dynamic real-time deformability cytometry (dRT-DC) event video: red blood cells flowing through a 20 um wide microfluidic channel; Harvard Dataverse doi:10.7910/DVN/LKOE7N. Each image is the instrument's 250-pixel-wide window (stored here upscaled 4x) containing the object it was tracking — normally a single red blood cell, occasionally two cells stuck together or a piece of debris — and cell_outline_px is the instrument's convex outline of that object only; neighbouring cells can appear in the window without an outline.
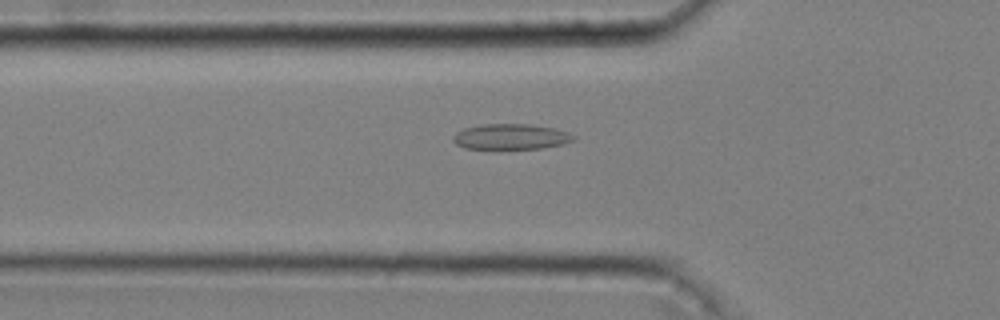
{"species": "common noctule bat (a hibernating species)", "species_latin": "Nyctalus noctula", "temperature_condition": "cold", "stored_images_in_passage": 49, "camera_frame_rate_fps": 3000, "um_per_image_px": 0.085, "animal": {"sex": "male", "body_mass_g": 20.4}, "frame": {"image": 1, "passage_image": 18, "time_ms": 5.667, "image_size_px": [1000, 320], "cell_outline_px": [[576, 136], [572, 140], [564, 144], [544, 148], [464, 148], [456, 144], [452, 140], [452, 136], [456, 132], [464, 128], [484, 124], [532, 124], [556, 128], [568, 132]], "centroid_in_image_um": [43.43, 11.61], "position_along_channel_um": 82.4, "area_um2": 17.92}}
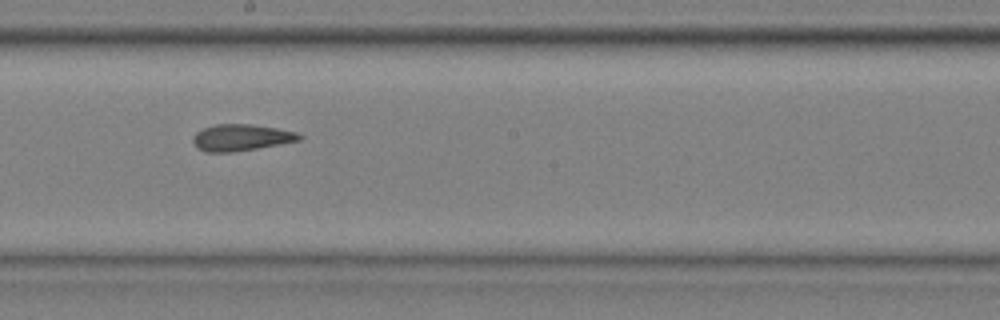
{"frame": {"image": 2, "passage_image": 30, "time_ms": 9.667, "image_size_px": [1000, 320], "cell_outline_px": [[304, 136], [300, 140], [256, 148], [232, 152], [204, 152], [196, 148], [192, 140], [192, 136], [196, 132], [204, 128], [216, 124], [252, 124], [276, 128], [296, 132]], "centroid_in_image_um": [20.45, 11.69], "position_along_channel_um": 227.7, "area_um2": 16.42}}
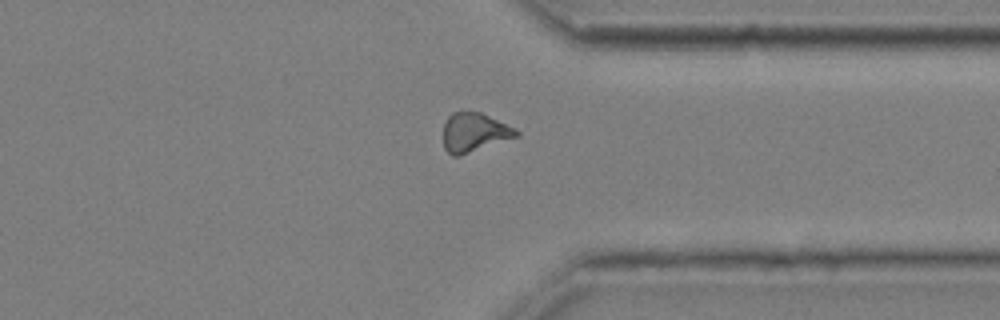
{"frame": {"image": 3, "passage_image": 42, "time_ms": 13.667, "image_size_px": [1000, 320], "cell_outline_px": [[520, 136], [460, 156], [452, 156], [444, 148], [444, 124], [448, 116], [452, 112], [480, 112], [516, 128], [520, 132]], "centroid_in_image_um": [40.34, 11.27], "position_along_channel_um": 371.1, "area_um2": 16.7}, "authors_computed_cell_mechanics": {"area_um2": 16.9932, "velocity_mm_per_s": 3.6238, "shape_relaxation_time_tau1_ms": 3.2546, "shape_relaxation_time_tau2_ms": 2.7523, "deformation_change_tau1": 0.081, "deformation_change_tau2": 0.1014}}